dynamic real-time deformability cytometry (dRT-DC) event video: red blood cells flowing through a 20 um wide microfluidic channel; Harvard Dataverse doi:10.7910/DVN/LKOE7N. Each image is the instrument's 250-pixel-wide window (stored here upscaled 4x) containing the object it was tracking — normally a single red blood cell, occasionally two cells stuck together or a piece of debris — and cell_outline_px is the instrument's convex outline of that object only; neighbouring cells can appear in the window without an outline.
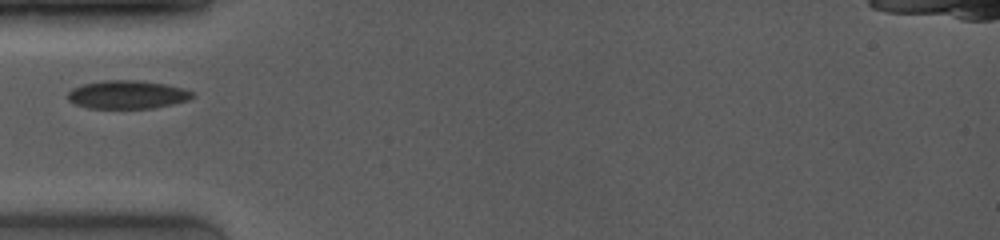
{"species": "common noctule bat (a hibernating species)", "species_latin": "Nyctalus noctula", "temperature_condition": "room temperature", "stored_images_in_passage": 19, "camera_frame_rate_fps": 4000, "um_per_image_px": 0.085, "animal": {"sex": "female", "body_mass_g": 19.0, "forearm_length_mm": 53.3}, "frame": {"image": 1, "passage_image": 1, "time_ms": 0.0, "image_size_px": [1000, 240], "cell_outline_px": [[196, 96], [188, 100], [172, 104], [152, 108], [88, 108], [76, 104], [68, 100], [68, 92], [72, 88], [84, 84], [104, 80], [140, 80], [164, 84], [184, 88], [196, 92]], "centroid_in_image_um": [10.86, 8.04], "position_along_channel_um": 74.1, "area_um2": 20.63}}
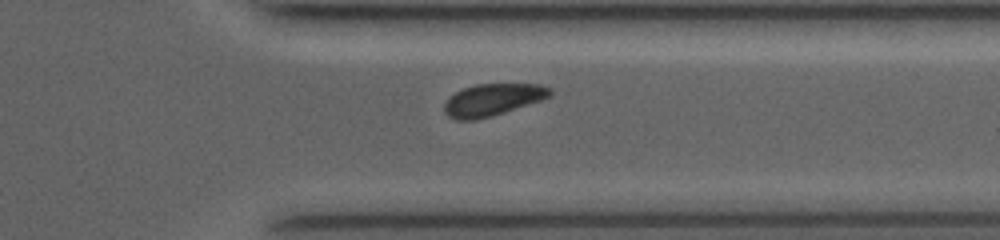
{"frame": {"image": 2, "passage_image": 15, "time_ms": 7.25, "image_size_px": [1000, 240], "cell_outline_px": [[552, 96], [492, 116], [476, 120], [456, 120], [448, 116], [444, 112], [444, 104], [448, 96], [464, 88], [476, 84], [544, 84], [552, 88]], "centroid_in_image_um": [41.87, 8.47], "position_along_channel_um": 369.5, "area_um2": 19.83}}
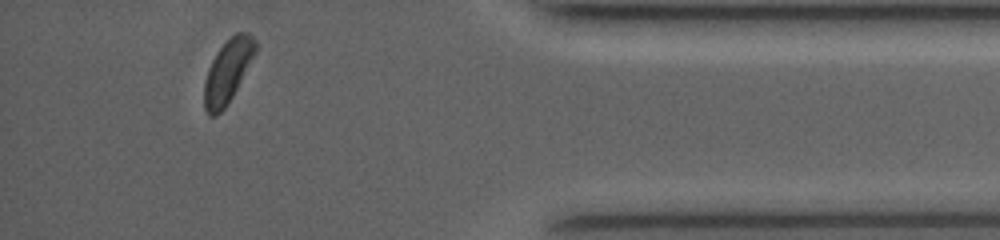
{"frame": {"image": 3, "passage_image": 18, "time_ms": 9.0, "image_size_px": [1000, 240], "cell_outline_px": [[256, 52], [232, 96], [224, 108], [216, 116], [208, 116], [204, 108], [204, 80], [208, 68], [216, 52], [236, 32], [248, 32], [256, 40]], "centroid_in_image_um": [19.34, 6.06], "position_along_channel_um": 415.9, "area_um2": 18.61}}